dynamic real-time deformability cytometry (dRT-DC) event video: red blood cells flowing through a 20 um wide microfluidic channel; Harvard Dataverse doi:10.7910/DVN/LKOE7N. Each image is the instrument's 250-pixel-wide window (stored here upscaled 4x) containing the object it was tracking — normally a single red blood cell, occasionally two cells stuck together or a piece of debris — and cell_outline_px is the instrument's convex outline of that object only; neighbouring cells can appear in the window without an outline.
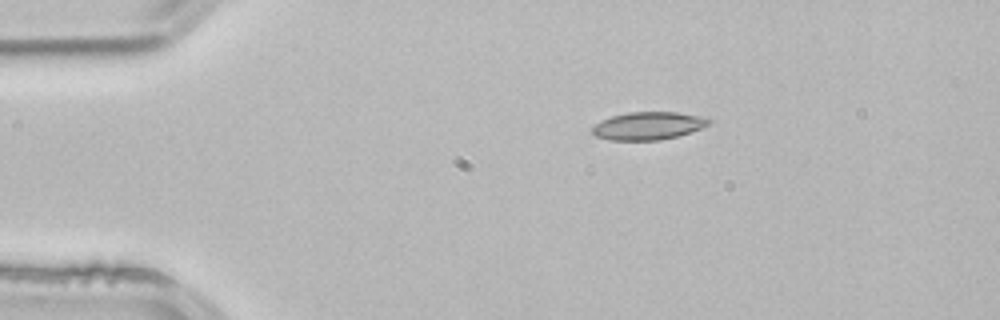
{"species": "common noctule bat (a hibernating species)", "species_latin": "Nyctalus noctula", "temperature_condition": "room temperature", "stored_images_in_passage": 2, "camera_frame_rate_fps": 3000, "um_per_image_px": 0.085, "animal": {"sex": "male", "body_mass_g": 21.5, "forearm_length_mm": 52.0}, "frame": {"image": 1, "passage_image": 1, "time_ms": 0.0, "image_size_px": [1000, 320], "cell_outline_px": [[712, 120], [708, 124], [700, 128], [676, 136], [660, 140], [608, 140], [596, 136], [592, 132], [592, 128], [600, 120], [612, 116], [628, 112], [676, 112], [696, 116]], "centroid_in_image_um": [55.02, 10.69], "position_along_channel_um": 30.0, "area_um2": 18.55}}